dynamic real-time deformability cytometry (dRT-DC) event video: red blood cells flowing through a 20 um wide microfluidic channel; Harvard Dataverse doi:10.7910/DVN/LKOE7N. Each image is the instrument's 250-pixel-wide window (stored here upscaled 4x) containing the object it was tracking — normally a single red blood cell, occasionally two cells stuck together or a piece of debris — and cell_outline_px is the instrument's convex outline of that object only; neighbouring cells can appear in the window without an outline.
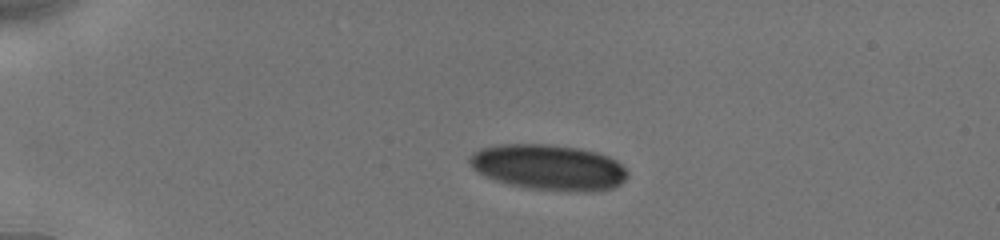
{"species": "human", "species_latin": "Homo sapiens", "temperature_condition": "cold", "stored_images_in_passage": 10, "camera_frame_rate_fps": 3000, "um_per_image_px": 0.085, "donor": {"sex": "male"}, "frame": {"image": 1, "passage_image": 1, "time_ms": 0.0, "image_size_px": [1000, 240], "cell_outline_px": [[628, 176], [620, 184], [612, 188], [600, 192], [580, 192], [532, 188], [508, 184], [496, 180], [480, 172], [468, 160], [468, 156], [472, 152], [480, 148], [500, 144], [548, 144], [580, 148], [596, 152], [608, 156], [616, 160], [628, 172]], "centroid_in_image_um": [46.68, 14.21], "position_along_channel_um": 38.3, "area_um2": 41.91}}
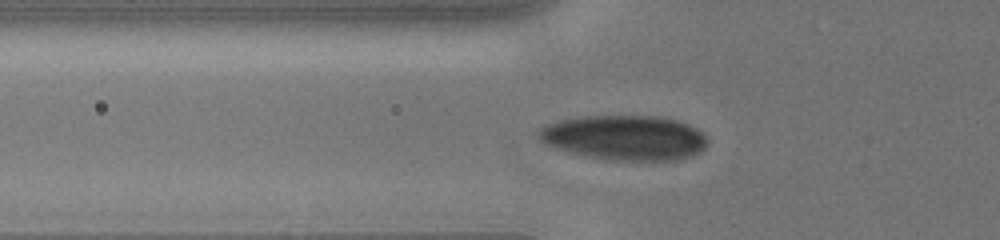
{"frame": {"image": 2, "passage_image": 7, "time_ms": 2.333, "image_size_px": [1000, 240], "cell_outline_px": [[708, 144], [700, 152], [692, 156], [680, 160], [616, 160], [588, 156], [564, 152], [540, 140], [536, 132], [544, 124], [556, 120], [580, 116], [660, 116], [676, 120], [688, 124], [696, 128], [708, 140]], "centroid_in_image_um": [53.07, 11.69], "position_along_channel_um": 72.7, "area_um2": 44.45}}
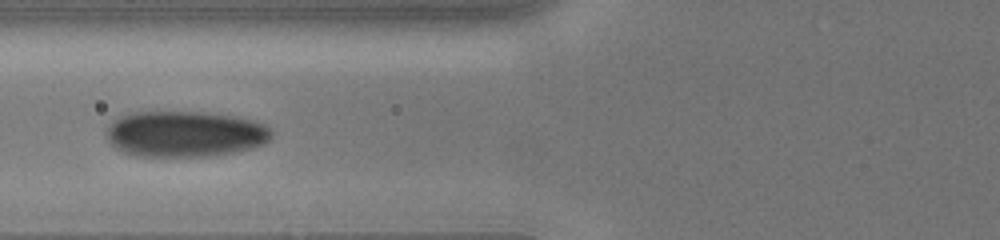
{"frame": {"image": 3, "passage_image": 9, "time_ms": 3.333, "image_size_px": [1000, 240], "cell_outline_px": [[272, 136], [264, 144], [252, 148], [236, 152], [216, 156], [136, 156], [124, 152], [116, 148], [108, 140], [108, 124], [112, 120], [128, 112], [200, 112], [236, 116], [256, 120], [264, 124], [272, 132]], "centroid_in_image_um": [15.74, 11.38], "position_along_channel_um": 110.1, "area_um2": 44.51}}